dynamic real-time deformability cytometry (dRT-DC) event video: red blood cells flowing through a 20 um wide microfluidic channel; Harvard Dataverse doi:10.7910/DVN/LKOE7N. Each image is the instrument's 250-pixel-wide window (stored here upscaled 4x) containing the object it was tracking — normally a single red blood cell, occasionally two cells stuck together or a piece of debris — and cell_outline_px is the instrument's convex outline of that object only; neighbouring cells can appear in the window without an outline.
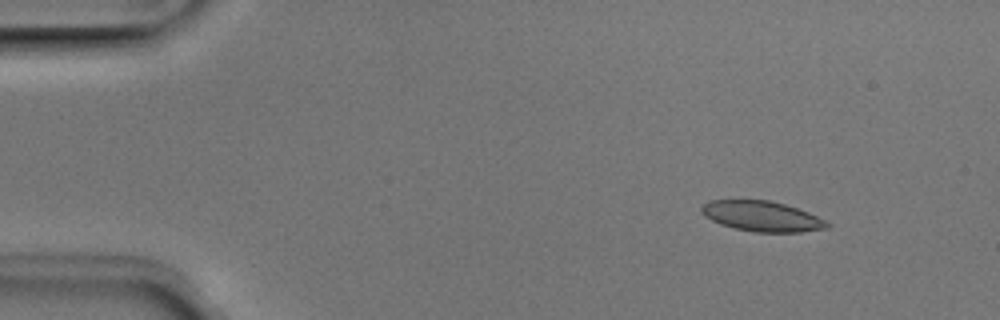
{"species": "Egyptian fruit bat (a non-hibernating species)", "species_latin": "Rousettus aegyptiacus", "temperature_condition": "room temperature", "stored_images_in_passage": 7, "camera_frame_rate_fps": 3000, "um_per_image_px": 0.085, "animal": {"sex": "male"}, "frame": {"image": 1, "passage_image": 1, "time_ms": 0.0, "image_size_px": [1000, 320], "cell_outline_px": [[832, 224], [828, 228], [800, 232], [752, 232], [720, 224], [704, 216], [700, 212], [700, 208], [708, 200], [768, 200], [784, 204], [808, 212]], "centroid_in_image_um": [64.74, 18.38], "position_along_channel_um": 20.3, "area_um2": 22.14}}
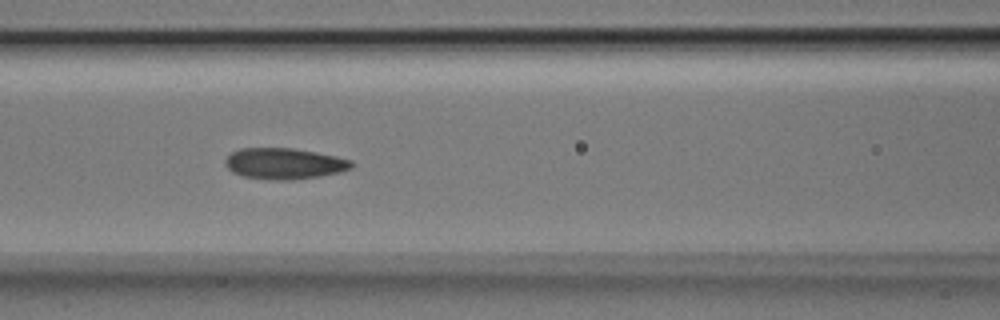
{"frame": {"image": 2, "passage_image": 5, "time_ms": 1.333, "image_size_px": [1000, 320], "cell_outline_px": [[356, 164], [352, 168], [340, 172], [320, 176], [292, 180], [272, 180], [244, 176], [232, 172], [224, 164], [224, 160], [232, 152], [240, 148], [292, 148], [316, 152], [336, 156], [352, 160]], "centroid_in_image_um": [24.19, 13.9], "position_along_channel_um": 142.4, "area_um2": 23.0}}
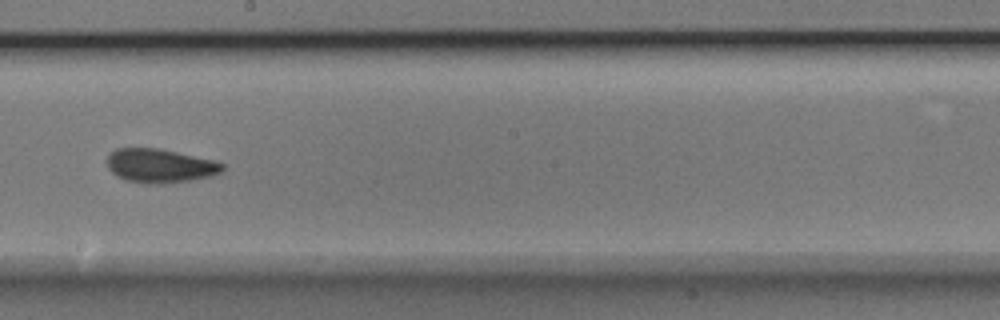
{"frame": {"image": 3, "passage_image": 7, "time_ms": 2.0, "image_size_px": [1000, 320], "cell_outline_px": [[224, 172], [212, 176], [164, 184], [148, 184], [124, 180], [116, 176], [108, 168], [108, 152], [116, 148], [160, 148], [212, 160], [224, 164]], "centroid_in_image_um": [13.58, 14.09], "position_along_channel_um": 234.6, "area_um2": 22.95}}